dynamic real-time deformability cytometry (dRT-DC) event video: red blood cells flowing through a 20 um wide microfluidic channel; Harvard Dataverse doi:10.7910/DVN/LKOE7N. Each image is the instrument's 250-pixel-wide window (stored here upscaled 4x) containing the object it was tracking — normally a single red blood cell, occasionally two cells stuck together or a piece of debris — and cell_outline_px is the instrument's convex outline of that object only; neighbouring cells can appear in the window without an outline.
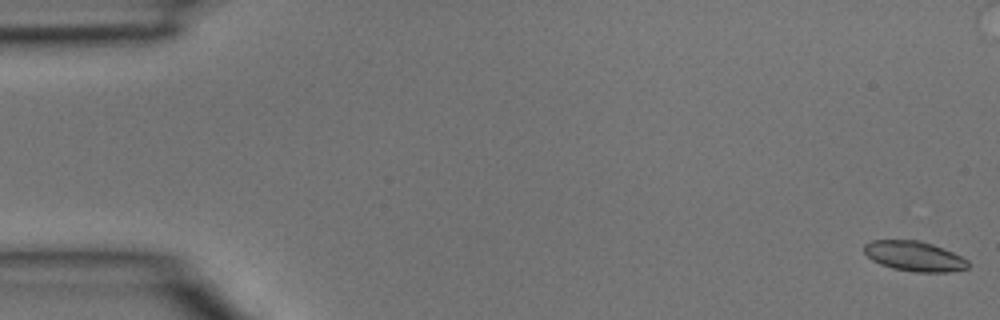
{"species": "common noctule bat (a hibernating species)", "species_latin": "Nyctalus noctula", "temperature_condition": "room temperature", "stored_images_in_passage": 4, "camera_frame_rate_fps": 3000, "um_per_image_px": 0.085, "animal": {"sex": "male", "body_mass_g": 15.6}, "frame": {"image": 1, "passage_image": 4, "time_ms": 1.0, "image_size_px": [1000, 320], "cell_outline_px": [[972, 264], [968, 268], [948, 272], [916, 272], [892, 268], [880, 264], [872, 260], [864, 252], [864, 244], [872, 240], [920, 240], [944, 248], [968, 260]], "centroid_in_image_um": [77.73, 21.77], "position_along_channel_um": 7.3, "area_um2": 18.26}}